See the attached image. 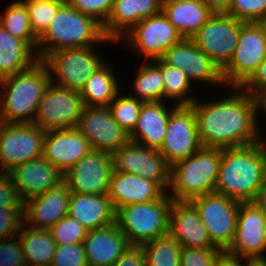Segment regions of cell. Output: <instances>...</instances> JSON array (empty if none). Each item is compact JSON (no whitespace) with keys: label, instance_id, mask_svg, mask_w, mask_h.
<instances>
[{"label":"cell","instance_id":"27","mask_svg":"<svg viewBox=\"0 0 266 266\" xmlns=\"http://www.w3.org/2000/svg\"><path fill=\"white\" fill-rule=\"evenodd\" d=\"M168 102H143L139 118L134 130L129 134V140L147 148L159 150L166 133L167 121L171 111Z\"/></svg>","mask_w":266,"mask_h":266},{"label":"cell","instance_id":"21","mask_svg":"<svg viewBox=\"0 0 266 266\" xmlns=\"http://www.w3.org/2000/svg\"><path fill=\"white\" fill-rule=\"evenodd\" d=\"M23 202L63 182L64 173L43 156L27 161L8 172Z\"/></svg>","mask_w":266,"mask_h":266},{"label":"cell","instance_id":"7","mask_svg":"<svg viewBox=\"0 0 266 266\" xmlns=\"http://www.w3.org/2000/svg\"><path fill=\"white\" fill-rule=\"evenodd\" d=\"M95 49L96 46L79 47L49 53L42 61L49 69L50 81L80 92L96 70L106 62Z\"/></svg>","mask_w":266,"mask_h":266},{"label":"cell","instance_id":"11","mask_svg":"<svg viewBox=\"0 0 266 266\" xmlns=\"http://www.w3.org/2000/svg\"><path fill=\"white\" fill-rule=\"evenodd\" d=\"M182 39L161 11L141 20L118 41V44L125 42L130 45V50L137 52V56L141 55L142 60L155 61L161 59L167 49Z\"/></svg>","mask_w":266,"mask_h":266},{"label":"cell","instance_id":"30","mask_svg":"<svg viewBox=\"0 0 266 266\" xmlns=\"http://www.w3.org/2000/svg\"><path fill=\"white\" fill-rule=\"evenodd\" d=\"M36 52L0 26V79L30 68L38 61Z\"/></svg>","mask_w":266,"mask_h":266},{"label":"cell","instance_id":"10","mask_svg":"<svg viewBox=\"0 0 266 266\" xmlns=\"http://www.w3.org/2000/svg\"><path fill=\"white\" fill-rule=\"evenodd\" d=\"M190 202L198 210L212 244L227 251L235 238L240 202L217 192L196 197Z\"/></svg>","mask_w":266,"mask_h":266},{"label":"cell","instance_id":"55","mask_svg":"<svg viewBox=\"0 0 266 266\" xmlns=\"http://www.w3.org/2000/svg\"><path fill=\"white\" fill-rule=\"evenodd\" d=\"M246 266H266V259L253 261L246 259Z\"/></svg>","mask_w":266,"mask_h":266},{"label":"cell","instance_id":"29","mask_svg":"<svg viewBox=\"0 0 266 266\" xmlns=\"http://www.w3.org/2000/svg\"><path fill=\"white\" fill-rule=\"evenodd\" d=\"M161 11L182 38L187 39H190L213 14L204 0H178L163 5Z\"/></svg>","mask_w":266,"mask_h":266},{"label":"cell","instance_id":"47","mask_svg":"<svg viewBox=\"0 0 266 266\" xmlns=\"http://www.w3.org/2000/svg\"><path fill=\"white\" fill-rule=\"evenodd\" d=\"M241 88L257 98L266 92V58Z\"/></svg>","mask_w":266,"mask_h":266},{"label":"cell","instance_id":"17","mask_svg":"<svg viewBox=\"0 0 266 266\" xmlns=\"http://www.w3.org/2000/svg\"><path fill=\"white\" fill-rule=\"evenodd\" d=\"M266 217L254 202L240 203L235 238L227 252L248 260H265Z\"/></svg>","mask_w":266,"mask_h":266},{"label":"cell","instance_id":"14","mask_svg":"<svg viewBox=\"0 0 266 266\" xmlns=\"http://www.w3.org/2000/svg\"><path fill=\"white\" fill-rule=\"evenodd\" d=\"M191 105H177L170 113L164 141L158 150L172 166L202 148Z\"/></svg>","mask_w":266,"mask_h":266},{"label":"cell","instance_id":"48","mask_svg":"<svg viewBox=\"0 0 266 266\" xmlns=\"http://www.w3.org/2000/svg\"><path fill=\"white\" fill-rule=\"evenodd\" d=\"M112 266H147L142 246L130 245Z\"/></svg>","mask_w":266,"mask_h":266},{"label":"cell","instance_id":"53","mask_svg":"<svg viewBox=\"0 0 266 266\" xmlns=\"http://www.w3.org/2000/svg\"><path fill=\"white\" fill-rule=\"evenodd\" d=\"M255 23L266 33V11L255 21Z\"/></svg>","mask_w":266,"mask_h":266},{"label":"cell","instance_id":"16","mask_svg":"<svg viewBox=\"0 0 266 266\" xmlns=\"http://www.w3.org/2000/svg\"><path fill=\"white\" fill-rule=\"evenodd\" d=\"M112 172V154L92 150L64 173L63 182L72 193L108 194Z\"/></svg>","mask_w":266,"mask_h":266},{"label":"cell","instance_id":"13","mask_svg":"<svg viewBox=\"0 0 266 266\" xmlns=\"http://www.w3.org/2000/svg\"><path fill=\"white\" fill-rule=\"evenodd\" d=\"M243 23L225 13H213L190 39L221 70L233 55Z\"/></svg>","mask_w":266,"mask_h":266},{"label":"cell","instance_id":"2","mask_svg":"<svg viewBox=\"0 0 266 266\" xmlns=\"http://www.w3.org/2000/svg\"><path fill=\"white\" fill-rule=\"evenodd\" d=\"M49 83V69L42 60L24 71L1 78L0 121L33 123Z\"/></svg>","mask_w":266,"mask_h":266},{"label":"cell","instance_id":"46","mask_svg":"<svg viewBox=\"0 0 266 266\" xmlns=\"http://www.w3.org/2000/svg\"><path fill=\"white\" fill-rule=\"evenodd\" d=\"M0 206L24 209V202L7 172H0Z\"/></svg>","mask_w":266,"mask_h":266},{"label":"cell","instance_id":"49","mask_svg":"<svg viewBox=\"0 0 266 266\" xmlns=\"http://www.w3.org/2000/svg\"><path fill=\"white\" fill-rule=\"evenodd\" d=\"M214 266H246V259L222 251L216 258Z\"/></svg>","mask_w":266,"mask_h":266},{"label":"cell","instance_id":"26","mask_svg":"<svg viewBox=\"0 0 266 266\" xmlns=\"http://www.w3.org/2000/svg\"><path fill=\"white\" fill-rule=\"evenodd\" d=\"M158 0H114L110 15L104 23L107 39L116 43L141 20L161 12Z\"/></svg>","mask_w":266,"mask_h":266},{"label":"cell","instance_id":"35","mask_svg":"<svg viewBox=\"0 0 266 266\" xmlns=\"http://www.w3.org/2000/svg\"><path fill=\"white\" fill-rule=\"evenodd\" d=\"M161 71L164 82V100L175 105H191L197 98L192 90V82L183 70L165 64L161 60ZM177 102V103H176Z\"/></svg>","mask_w":266,"mask_h":266},{"label":"cell","instance_id":"1","mask_svg":"<svg viewBox=\"0 0 266 266\" xmlns=\"http://www.w3.org/2000/svg\"><path fill=\"white\" fill-rule=\"evenodd\" d=\"M231 90L228 97L212 101L197 97L191 104L203 147L238 148L264 140L257 121L259 98L241 87H231Z\"/></svg>","mask_w":266,"mask_h":266},{"label":"cell","instance_id":"8","mask_svg":"<svg viewBox=\"0 0 266 266\" xmlns=\"http://www.w3.org/2000/svg\"><path fill=\"white\" fill-rule=\"evenodd\" d=\"M266 58V33L255 22H244L230 61L221 69L227 88L241 87Z\"/></svg>","mask_w":266,"mask_h":266},{"label":"cell","instance_id":"38","mask_svg":"<svg viewBox=\"0 0 266 266\" xmlns=\"http://www.w3.org/2000/svg\"><path fill=\"white\" fill-rule=\"evenodd\" d=\"M118 93L115 99L108 105L113 119L120 127L130 134L139 118L143 101L130 96L129 94Z\"/></svg>","mask_w":266,"mask_h":266},{"label":"cell","instance_id":"18","mask_svg":"<svg viewBox=\"0 0 266 266\" xmlns=\"http://www.w3.org/2000/svg\"><path fill=\"white\" fill-rule=\"evenodd\" d=\"M76 128L96 151L113 154L129 141V134L113 119L108 107L84 106Z\"/></svg>","mask_w":266,"mask_h":266},{"label":"cell","instance_id":"5","mask_svg":"<svg viewBox=\"0 0 266 266\" xmlns=\"http://www.w3.org/2000/svg\"><path fill=\"white\" fill-rule=\"evenodd\" d=\"M222 149L202 147L195 154L171 166L167 191L175 201L192 199L215 192Z\"/></svg>","mask_w":266,"mask_h":266},{"label":"cell","instance_id":"22","mask_svg":"<svg viewBox=\"0 0 266 266\" xmlns=\"http://www.w3.org/2000/svg\"><path fill=\"white\" fill-rule=\"evenodd\" d=\"M71 190L62 182L24 202V224L33 229H51L68 214Z\"/></svg>","mask_w":266,"mask_h":266},{"label":"cell","instance_id":"45","mask_svg":"<svg viewBox=\"0 0 266 266\" xmlns=\"http://www.w3.org/2000/svg\"><path fill=\"white\" fill-rule=\"evenodd\" d=\"M0 266H27L18 236L0 239Z\"/></svg>","mask_w":266,"mask_h":266},{"label":"cell","instance_id":"40","mask_svg":"<svg viewBox=\"0 0 266 266\" xmlns=\"http://www.w3.org/2000/svg\"><path fill=\"white\" fill-rule=\"evenodd\" d=\"M266 11V0H231L225 14L243 22H255Z\"/></svg>","mask_w":266,"mask_h":266},{"label":"cell","instance_id":"12","mask_svg":"<svg viewBox=\"0 0 266 266\" xmlns=\"http://www.w3.org/2000/svg\"><path fill=\"white\" fill-rule=\"evenodd\" d=\"M83 108L79 91L66 89L50 81L39 102L33 124L46 131L76 128Z\"/></svg>","mask_w":266,"mask_h":266},{"label":"cell","instance_id":"23","mask_svg":"<svg viewBox=\"0 0 266 266\" xmlns=\"http://www.w3.org/2000/svg\"><path fill=\"white\" fill-rule=\"evenodd\" d=\"M169 233L184 248H216L198 210L190 201L173 200L169 211Z\"/></svg>","mask_w":266,"mask_h":266},{"label":"cell","instance_id":"39","mask_svg":"<svg viewBox=\"0 0 266 266\" xmlns=\"http://www.w3.org/2000/svg\"><path fill=\"white\" fill-rule=\"evenodd\" d=\"M50 232L56 245H69L82 243L88 230L80 222L66 215L50 229Z\"/></svg>","mask_w":266,"mask_h":266},{"label":"cell","instance_id":"24","mask_svg":"<svg viewBox=\"0 0 266 266\" xmlns=\"http://www.w3.org/2000/svg\"><path fill=\"white\" fill-rule=\"evenodd\" d=\"M82 244L88 266H112L130 246L116 222L88 231Z\"/></svg>","mask_w":266,"mask_h":266},{"label":"cell","instance_id":"52","mask_svg":"<svg viewBox=\"0 0 266 266\" xmlns=\"http://www.w3.org/2000/svg\"><path fill=\"white\" fill-rule=\"evenodd\" d=\"M266 139L262 141V189H266Z\"/></svg>","mask_w":266,"mask_h":266},{"label":"cell","instance_id":"32","mask_svg":"<svg viewBox=\"0 0 266 266\" xmlns=\"http://www.w3.org/2000/svg\"><path fill=\"white\" fill-rule=\"evenodd\" d=\"M18 237L27 266H51L56 243L50 229H33L23 223Z\"/></svg>","mask_w":266,"mask_h":266},{"label":"cell","instance_id":"19","mask_svg":"<svg viewBox=\"0 0 266 266\" xmlns=\"http://www.w3.org/2000/svg\"><path fill=\"white\" fill-rule=\"evenodd\" d=\"M161 60L170 66L183 70L190 81L216 85L220 88L225 86L220 68L201 51L197 45L187 38L167 49Z\"/></svg>","mask_w":266,"mask_h":266},{"label":"cell","instance_id":"41","mask_svg":"<svg viewBox=\"0 0 266 266\" xmlns=\"http://www.w3.org/2000/svg\"><path fill=\"white\" fill-rule=\"evenodd\" d=\"M51 266H88L83 244L56 245Z\"/></svg>","mask_w":266,"mask_h":266},{"label":"cell","instance_id":"56","mask_svg":"<svg viewBox=\"0 0 266 266\" xmlns=\"http://www.w3.org/2000/svg\"><path fill=\"white\" fill-rule=\"evenodd\" d=\"M159 3L161 4V6L167 4V3H172V2H175V1H178V0H158Z\"/></svg>","mask_w":266,"mask_h":266},{"label":"cell","instance_id":"37","mask_svg":"<svg viewBox=\"0 0 266 266\" xmlns=\"http://www.w3.org/2000/svg\"><path fill=\"white\" fill-rule=\"evenodd\" d=\"M22 2L28 10L31 29L39 38L66 0H23Z\"/></svg>","mask_w":266,"mask_h":266},{"label":"cell","instance_id":"6","mask_svg":"<svg viewBox=\"0 0 266 266\" xmlns=\"http://www.w3.org/2000/svg\"><path fill=\"white\" fill-rule=\"evenodd\" d=\"M173 199L128 204L116 210V224L130 245L141 246L169 233V211Z\"/></svg>","mask_w":266,"mask_h":266},{"label":"cell","instance_id":"28","mask_svg":"<svg viewBox=\"0 0 266 266\" xmlns=\"http://www.w3.org/2000/svg\"><path fill=\"white\" fill-rule=\"evenodd\" d=\"M67 215L80 222L88 231L116 222V210L108 194L71 192Z\"/></svg>","mask_w":266,"mask_h":266},{"label":"cell","instance_id":"44","mask_svg":"<svg viewBox=\"0 0 266 266\" xmlns=\"http://www.w3.org/2000/svg\"><path fill=\"white\" fill-rule=\"evenodd\" d=\"M24 209L4 208L0 206V239L18 236L24 223Z\"/></svg>","mask_w":266,"mask_h":266},{"label":"cell","instance_id":"51","mask_svg":"<svg viewBox=\"0 0 266 266\" xmlns=\"http://www.w3.org/2000/svg\"><path fill=\"white\" fill-rule=\"evenodd\" d=\"M253 202L266 217V189H262Z\"/></svg>","mask_w":266,"mask_h":266},{"label":"cell","instance_id":"36","mask_svg":"<svg viewBox=\"0 0 266 266\" xmlns=\"http://www.w3.org/2000/svg\"><path fill=\"white\" fill-rule=\"evenodd\" d=\"M147 266H180V243L170 234L141 245Z\"/></svg>","mask_w":266,"mask_h":266},{"label":"cell","instance_id":"43","mask_svg":"<svg viewBox=\"0 0 266 266\" xmlns=\"http://www.w3.org/2000/svg\"><path fill=\"white\" fill-rule=\"evenodd\" d=\"M222 252L219 248H184L180 253V266H214Z\"/></svg>","mask_w":266,"mask_h":266},{"label":"cell","instance_id":"34","mask_svg":"<svg viewBox=\"0 0 266 266\" xmlns=\"http://www.w3.org/2000/svg\"><path fill=\"white\" fill-rule=\"evenodd\" d=\"M0 26L12 36L24 40L36 52L38 37L31 29L28 10L21 0L7 5L4 14L0 15Z\"/></svg>","mask_w":266,"mask_h":266},{"label":"cell","instance_id":"9","mask_svg":"<svg viewBox=\"0 0 266 266\" xmlns=\"http://www.w3.org/2000/svg\"><path fill=\"white\" fill-rule=\"evenodd\" d=\"M46 130L33 123H0V172L43 156Z\"/></svg>","mask_w":266,"mask_h":266},{"label":"cell","instance_id":"54","mask_svg":"<svg viewBox=\"0 0 266 266\" xmlns=\"http://www.w3.org/2000/svg\"><path fill=\"white\" fill-rule=\"evenodd\" d=\"M259 106H260V113L266 112V92H264L260 97H259Z\"/></svg>","mask_w":266,"mask_h":266},{"label":"cell","instance_id":"25","mask_svg":"<svg viewBox=\"0 0 266 266\" xmlns=\"http://www.w3.org/2000/svg\"><path fill=\"white\" fill-rule=\"evenodd\" d=\"M167 192L152 180L137 174L113 170L108 196L117 210L128 204L147 203L161 199Z\"/></svg>","mask_w":266,"mask_h":266},{"label":"cell","instance_id":"33","mask_svg":"<svg viewBox=\"0 0 266 266\" xmlns=\"http://www.w3.org/2000/svg\"><path fill=\"white\" fill-rule=\"evenodd\" d=\"M151 62V63H150ZM146 63V64H145ZM140 65L132 82L133 94L130 96L143 102L164 101V82L161 71V59L147 61ZM135 93V94H134Z\"/></svg>","mask_w":266,"mask_h":266},{"label":"cell","instance_id":"42","mask_svg":"<svg viewBox=\"0 0 266 266\" xmlns=\"http://www.w3.org/2000/svg\"><path fill=\"white\" fill-rule=\"evenodd\" d=\"M74 9L94 18L102 26L107 21L114 0H66Z\"/></svg>","mask_w":266,"mask_h":266},{"label":"cell","instance_id":"15","mask_svg":"<svg viewBox=\"0 0 266 266\" xmlns=\"http://www.w3.org/2000/svg\"><path fill=\"white\" fill-rule=\"evenodd\" d=\"M113 170L137 174L157 182L166 192L170 186L171 166L156 149L128 141L112 154Z\"/></svg>","mask_w":266,"mask_h":266},{"label":"cell","instance_id":"20","mask_svg":"<svg viewBox=\"0 0 266 266\" xmlns=\"http://www.w3.org/2000/svg\"><path fill=\"white\" fill-rule=\"evenodd\" d=\"M92 150L77 128L55 129L46 132L43 157L65 173Z\"/></svg>","mask_w":266,"mask_h":266},{"label":"cell","instance_id":"31","mask_svg":"<svg viewBox=\"0 0 266 266\" xmlns=\"http://www.w3.org/2000/svg\"><path fill=\"white\" fill-rule=\"evenodd\" d=\"M111 63L106 61L80 90L84 106L108 107L120 90V84Z\"/></svg>","mask_w":266,"mask_h":266},{"label":"cell","instance_id":"4","mask_svg":"<svg viewBox=\"0 0 266 266\" xmlns=\"http://www.w3.org/2000/svg\"><path fill=\"white\" fill-rule=\"evenodd\" d=\"M107 43L116 44L105 37L103 27L98 21L74 9L66 1L38 38L36 55L39 60H43L53 51Z\"/></svg>","mask_w":266,"mask_h":266},{"label":"cell","instance_id":"50","mask_svg":"<svg viewBox=\"0 0 266 266\" xmlns=\"http://www.w3.org/2000/svg\"><path fill=\"white\" fill-rule=\"evenodd\" d=\"M213 13H226L231 0H204Z\"/></svg>","mask_w":266,"mask_h":266},{"label":"cell","instance_id":"3","mask_svg":"<svg viewBox=\"0 0 266 266\" xmlns=\"http://www.w3.org/2000/svg\"><path fill=\"white\" fill-rule=\"evenodd\" d=\"M262 190V141L222 149L215 192L240 203L253 202Z\"/></svg>","mask_w":266,"mask_h":266}]
</instances>
